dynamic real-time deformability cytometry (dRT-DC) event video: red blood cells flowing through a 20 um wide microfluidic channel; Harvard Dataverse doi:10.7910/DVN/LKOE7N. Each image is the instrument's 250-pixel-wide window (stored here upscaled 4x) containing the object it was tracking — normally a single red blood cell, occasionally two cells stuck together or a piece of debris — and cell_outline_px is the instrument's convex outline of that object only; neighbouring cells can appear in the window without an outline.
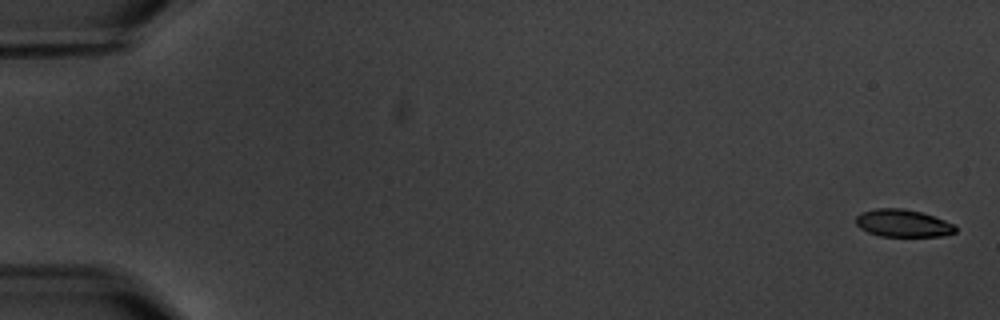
{"species": "common noctule bat (a hibernating species)", "species_latin": "Nyctalus noctula", "temperature_condition": "warm", "stored_images_in_passage": 6, "camera_frame_rate_fps": 3000, "um_per_image_px": 0.085, "animal": {"sex": "male", "body_mass_g": 20.1, "forearm_length_mm": 53.5}, "frame": {"image": 1, "passage_image": 1, "time_ms": 0.0, "image_size_px": [1000, 320], "cell_outline_px": [[956, 232], [944, 236], [880, 236], [868, 232], [860, 228], [856, 224], [856, 216], [860, 212], [876, 208], [904, 208], [920, 212], [956, 224]], "centroid_in_image_um": [76.74, 18.97], "position_along_channel_um": 8.3, "area_um2": 16.01}}
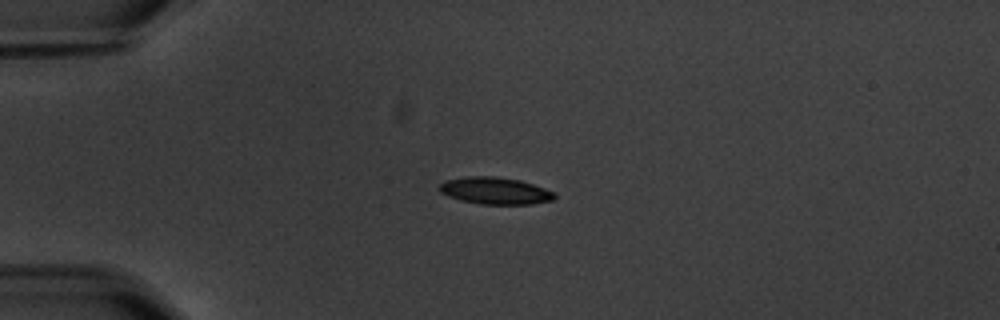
{"frame": {"image": 2, "passage_image": 5, "time_ms": 4.667, "image_size_px": [1000, 320], "cell_outline_px": [[556, 196], [552, 200], [532, 204], [480, 204], [460, 200], [448, 196], [440, 192], [440, 184], [444, 180], [468, 176], [492, 176], [520, 180], [556, 192]], "centroid_in_image_um": [42.08, 16.21], "position_along_channel_um": 42.9, "area_um2": 18.09}}